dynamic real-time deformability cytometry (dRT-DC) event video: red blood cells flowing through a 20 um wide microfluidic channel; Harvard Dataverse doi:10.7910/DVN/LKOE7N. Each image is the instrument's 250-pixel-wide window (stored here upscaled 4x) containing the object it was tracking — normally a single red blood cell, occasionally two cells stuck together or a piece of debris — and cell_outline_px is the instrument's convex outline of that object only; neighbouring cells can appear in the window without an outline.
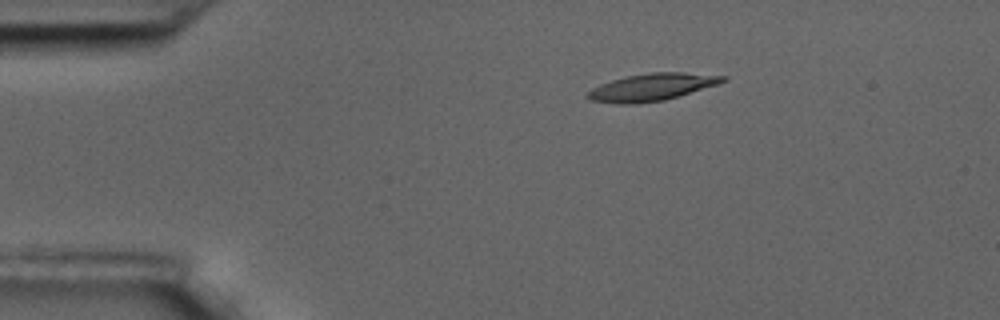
{"species": "common noctule bat (a hibernating species)", "species_latin": "Nyctalus noctula", "temperature_condition": "room temperature", "stored_images_in_passage": 4, "camera_frame_rate_fps": 3000, "um_per_image_px": 0.085, "animal": {"sex": "male", "body_mass_g": 17.5, "forearm_length_mm": 52.3}, "frame": {"image": 1, "passage_image": 1, "time_ms": 0.0, "image_size_px": [1000, 320], "cell_outline_px": [[728, 80], [716, 84], [664, 100], [636, 104], [616, 104], [588, 100], [584, 96], [592, 88], [600, 84], [612, 80], [628, 76], [648, 72], [684, 72], [728, 76]], "centroid_in_image_um": [55.35, 7.41], "position_along_channel_um": 29.6, "area_um2": 21.44}}
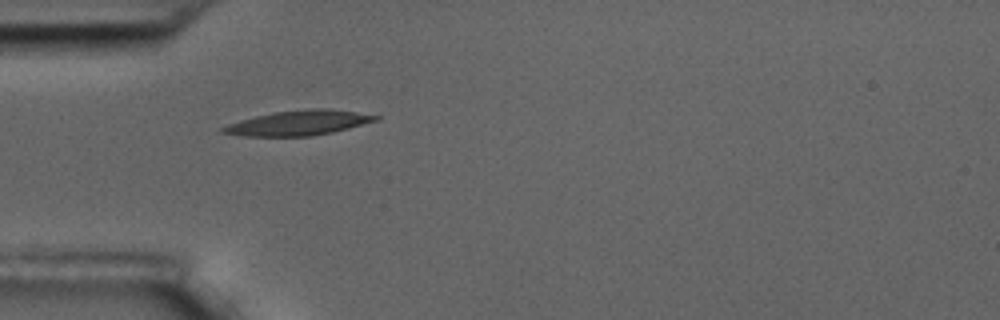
{"frame": {"image": 2, "passage_image": 3, "time_ms": 0.667, "image_size_px": [1000, 320], "cell_outline_px": [[380, 120], [332, 132], [312, 136], [244, 136], [220, 132], [220, 128], [228, 124], [240, 120], [256, 116], [276, 112], [312, 108], [332, 108], [380, 116]], "centroid_in_image_um": [25.4, 10.44], "position_along_channel_um": 59.6, "area_um2": 22.08}}